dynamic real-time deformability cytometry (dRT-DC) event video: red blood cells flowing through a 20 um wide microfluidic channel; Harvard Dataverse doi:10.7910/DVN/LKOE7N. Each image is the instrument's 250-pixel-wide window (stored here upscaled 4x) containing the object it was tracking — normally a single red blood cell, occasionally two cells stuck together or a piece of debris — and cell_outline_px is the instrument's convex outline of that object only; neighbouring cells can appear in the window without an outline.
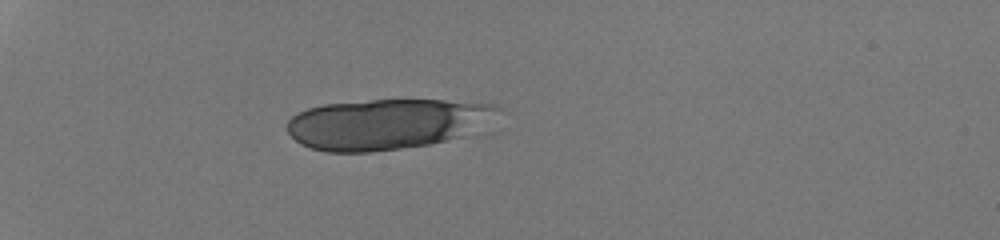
{"species": "human", "species_latin": "Homo sapiens", "temperature_condition": "room temperature", "stored_images_in_passage": 42, "camera_frame_rate_fps": 3000, "um_per_image_px": 0.085, "donor": {"sex": "male"}, "frame": {"image": 1, "passage_image": 8, "time_ms": 2.333, "image_size_px": [1000, 240], "cell_outline_px": [[504, 108], [468, 136], [432, 144], [372, 152], [328, 152], [312, 148], [300, 144], [284, 128], [284, 124], [292, 116], [308, 108], [324, 104], [372, 100], [444, 100], [496, 104]], "centroid_in_image_um": [32.88, 10.54], "position_along_channel_um": 52.1, "area_um2": 62.37}}